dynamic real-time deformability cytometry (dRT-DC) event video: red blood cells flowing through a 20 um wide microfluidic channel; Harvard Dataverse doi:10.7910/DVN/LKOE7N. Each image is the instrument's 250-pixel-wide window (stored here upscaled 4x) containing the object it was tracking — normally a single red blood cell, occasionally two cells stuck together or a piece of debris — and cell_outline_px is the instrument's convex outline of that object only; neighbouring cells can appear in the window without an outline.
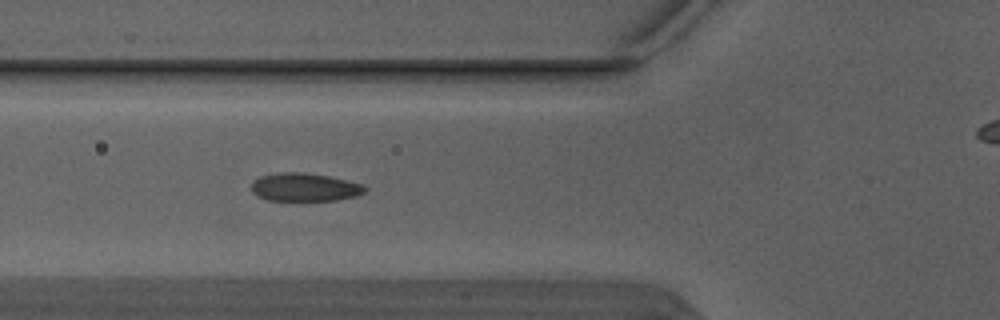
{"species": "Egyptian fruit bat (a non-hibernating species)", "species_latin": "Rousettus aegyptiacus", "temperature_condition": "warm", "stored_images_in_passage": 7, "segment_of_instrument_passage": [1, 2], "camera_frame_rate_fps": 3000, "um_per_image_px": 0.085, "animal": {"sex": "male"}, "frame": {"image": 1, "passage_image": 6, "time_ms": 1.667, "image_size_px": [1000, 320], "cell_outline_px": [[368, 188], [364, 192], [356, 196], [336, 200], [268, 200], [256, 196], [252, 192], [252, 180], [260, 176], [280, 172], [304, 172], [328, 176], [360, 184]], "centroid_in_image_um": [25.84, 15.91], "position_along_channel_um": 100.0, "area_um2": 18.55}}